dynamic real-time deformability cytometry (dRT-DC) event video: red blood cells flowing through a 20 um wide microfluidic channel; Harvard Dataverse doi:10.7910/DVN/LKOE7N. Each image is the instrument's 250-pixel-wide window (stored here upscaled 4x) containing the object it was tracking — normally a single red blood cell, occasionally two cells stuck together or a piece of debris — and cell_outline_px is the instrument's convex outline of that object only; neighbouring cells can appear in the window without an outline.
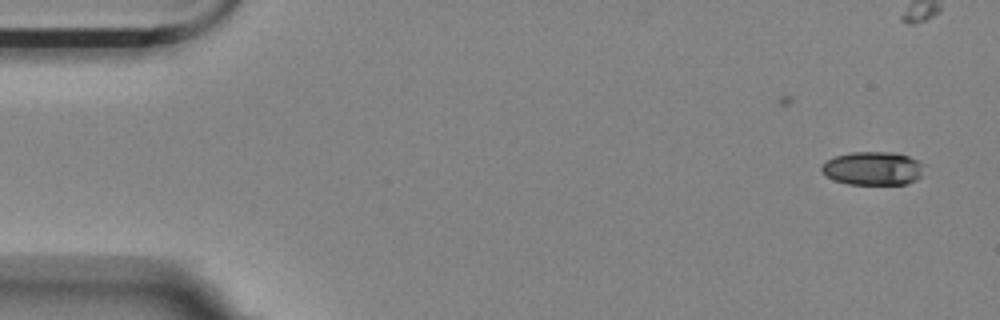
{"species": "Egyptian fruit bat (a non-hibernating species)", "species_latin": "Rousettus aegyptiacus", "temperature_condition": "room temperature", "stored_images_in_passage": 4, "camera_frame_rate_fps": 3000, "um_per_image_px": 0.085, "animal": {"sex": "female"}, "frame": {"image": 1, "passage_image": 2, "time_ms": 1.333, "image_size_px": [1000, 320], "cell_outline_px": [[924, 164], [920, 176], [916, 180], [904, 184], [848, 184], [832, 180], [824, 176], [820, 172], [820, 164], [824, 160], [836, 156], [852, 152], [896, 152], [908, 156]], "centroid_in_image_um": [74.12, 14.31], "position_along_channel_um": 10.9, "area_um2": 20.29}}